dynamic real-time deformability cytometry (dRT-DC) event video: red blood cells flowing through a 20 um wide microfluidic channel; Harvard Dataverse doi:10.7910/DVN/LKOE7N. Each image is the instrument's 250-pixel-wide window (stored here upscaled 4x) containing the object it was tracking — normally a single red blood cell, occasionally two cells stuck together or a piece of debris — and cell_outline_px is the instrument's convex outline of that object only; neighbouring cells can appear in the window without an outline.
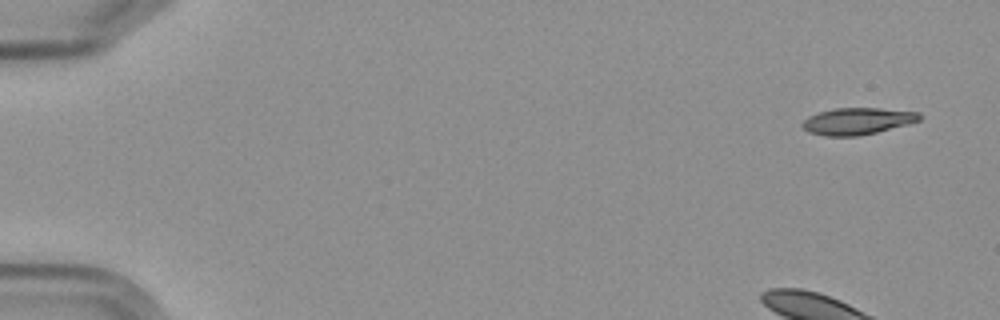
{"species": "Egyptian fruit bat (a non-hibernating species)", "species_latin": "Rousettus aegyptiacus", "temperature_condition": "cold", "stored_images_in_passage": 5, "camera_frame_rate_fps": 3000, "um_per_image_px": 0.085, "frame": {"image": 1, "passage_image": 1, "time_ms": 0.0, "image_size_px": [1000, 320], "cell_outline_px": [[920, 120], [908, 124], [860, 136], [824, 136], [808, 132], [800, 124], [808, 116], [832, 108], [880, 108], [920, 112]], "centroid_in_image_um": [72.86, 10.3], "position_along_channel_um": 12.1, "area_um2": 18.32}}